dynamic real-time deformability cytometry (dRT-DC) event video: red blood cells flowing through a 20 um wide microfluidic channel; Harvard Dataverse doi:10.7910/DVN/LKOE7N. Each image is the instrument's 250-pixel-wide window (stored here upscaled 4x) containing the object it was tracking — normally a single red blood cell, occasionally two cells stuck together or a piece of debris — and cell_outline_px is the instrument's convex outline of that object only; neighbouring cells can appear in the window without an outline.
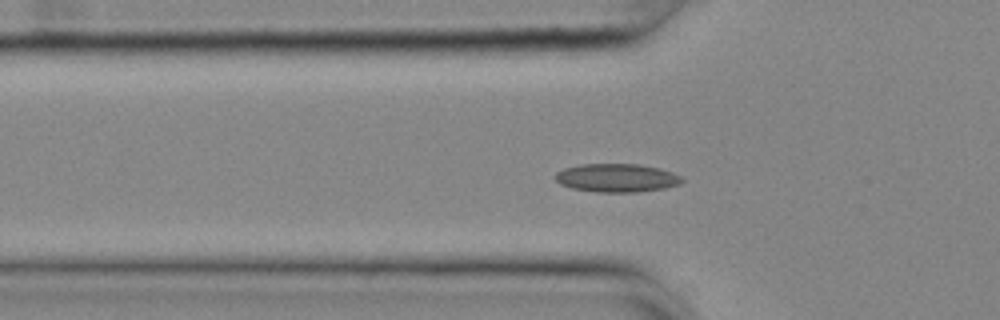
{"species": "common noctule bat (a hibernating species)", "species_latin": "Nyctalus noctula", "temperature_condition": "cold", "stored_images_in_passage": 56, "camera_frame_rate_fps": 3000, "um_per_image_px": 0.085, "animal": {"sex": "female", "body_mass_g": 25.1}, "frame": {"image": 1, "passage_image": 18, "time_ms": 5.667, "image_size_px": [1000, 320], "cell_outline_px": [[684, 180], [680, 184], [664, 188], [636, 192], [596, 192], [572, 188], [560, 184], [556, 180], [556, 172], [564, 168], [580, 164], [640, 164], [660, 168], [672, 172], [680, 176]], "centroid_in_image_um": [52.43, 15.11], "position_along_channel_um": 73.4, "area_um2": 20.98}}
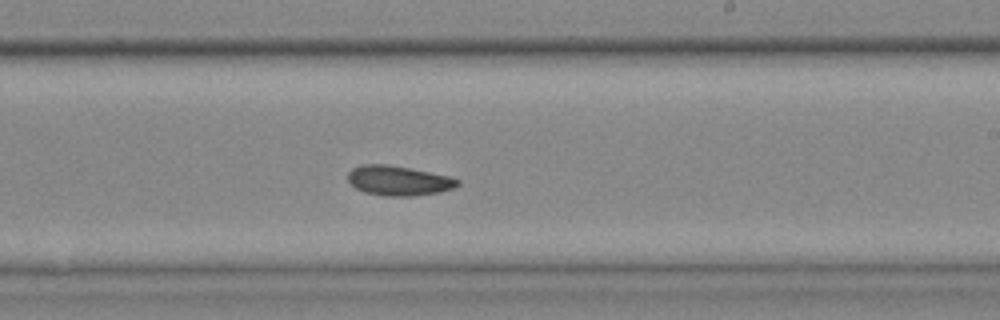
{"frame": {"image": 2, "passage_image": 33, "time_ms": 10.667, "image_size_px": [1000, 320], "cell_outline_px": [[460, 184], [456, 188], [440, 192], [412, 196], [384, 196], [364, 192], [356, 188], [348, 180], [348, 172], [352, 168], [364, 164], [388, 164], [448, 176], [460, 180]], "centroid_in_image_um": [33.88, 15.36], "position_along_channel_um": 255.1, "area_um2": 19.02}}
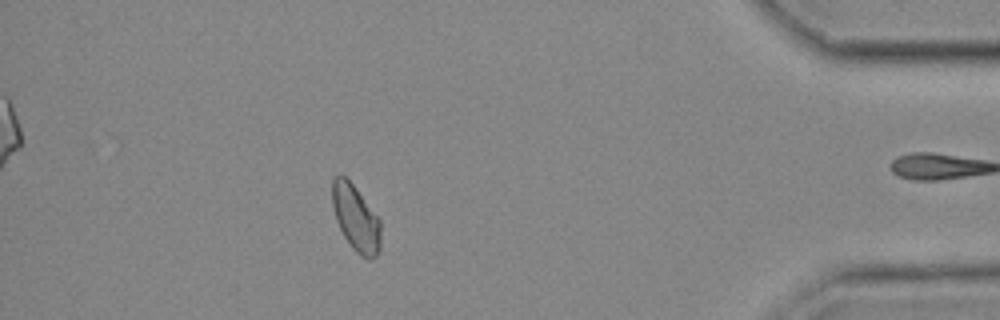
{"frame": {"image": 3, "passage_image": 49, "time_ms": 16.0, "image_size_px": [1000, 320], "cell_outline_px": [[380, 248], [376, 256], [368, 260], [360, 256], [352, 248], [344, 236], [336, 220], [332, 204], [332, 180], [336, 176], [344, 176], [352, 184], [380, 220]], "centroid_in_image_um": [30.24, 18.58], "position_along_channel_um": 405.0, "area_um2": 18.38}, "authors_computed_cell_mechanics": {"area_um2": 19.2474, "velocity_mm_per_s": 3.6414, "shape_relaxation_time_tau1_ms": null, "shape_relaxation_time_tau2_ms": 6.1308, "deformation_change_tau1": null, "deformation_change_tau2": 0.1014}}